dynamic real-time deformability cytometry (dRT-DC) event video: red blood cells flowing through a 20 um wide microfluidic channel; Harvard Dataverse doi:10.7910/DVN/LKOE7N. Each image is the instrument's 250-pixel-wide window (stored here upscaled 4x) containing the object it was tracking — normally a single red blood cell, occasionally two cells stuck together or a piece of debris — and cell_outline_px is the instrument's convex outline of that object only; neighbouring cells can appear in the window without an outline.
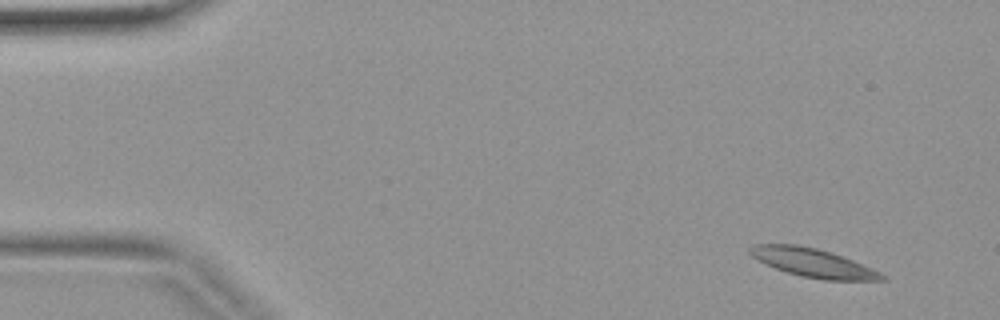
{"species": "common noctule bat (a hibernating species)", "species_latin": "Nyctalus noctula", "temperature_condition": "warm", "stored_images_in_passage": 4, "camera_frame_rate_fps": 3000, "um_per_image_px": 0.085, "animal": {"sex": "female", "body_mass_g": 19.9}, "frame": {"image": 1, "passage_image": 1, "time_ms": 0.0, "image_size_px": [1000, 320], "cell_outline_px": [[888, 280], [824, 280], [800, 276], [776, 268], [752, 256], [748, 252], [748, 248], [752, 244], [800, 244], [816, 248], [852, 260], [872, 268], [888, 276]], "centroid_in_image_um": [69.12, 22.34], "position_along_channel_um": 15.9, "area_um2": 21.79}}